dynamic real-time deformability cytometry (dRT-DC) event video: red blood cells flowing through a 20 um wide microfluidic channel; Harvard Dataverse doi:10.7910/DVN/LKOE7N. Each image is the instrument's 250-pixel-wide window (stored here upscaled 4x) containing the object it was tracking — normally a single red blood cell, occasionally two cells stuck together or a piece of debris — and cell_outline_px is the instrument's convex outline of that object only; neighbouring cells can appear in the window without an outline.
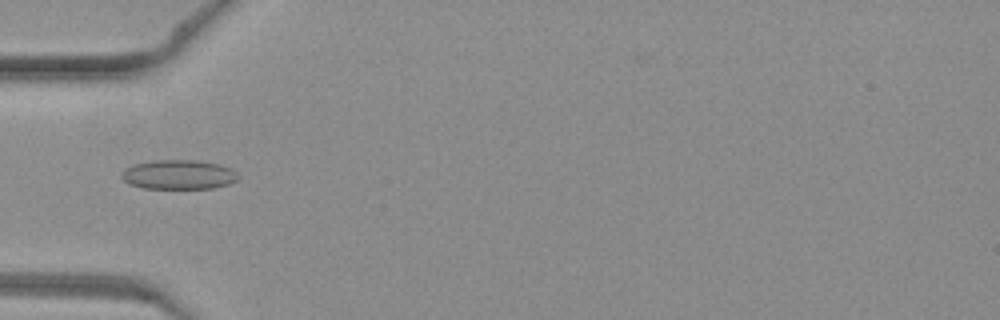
{"species": "common noctule bat (a hibernating species)", "species_latin": "Nyctalus noctula", "temperature_condition": "warm", "stored_images_in_passage": 38, "camera_frame_rate_fps": 3000, "um_per_image_px": 0.085, "animal": {"sex": "female", "body_mass_g": 19.3, "forearm_length_mm": 54.1}, "frame": {"image": 1, "passage_image": 8, "time_ms": 2.333, "image_size_px": [1000, 320], "cell_outline_px": [[240, 176], [236, 180], [228, 184], [212, 188], [144, 188], [132, 184], [124, 180], [120, 176], [120, 172], [124, 168], [132, 164], [152, 160], [196, 160], [220, 164], [232, 168]], "centroid_in_image_um": [15.17, 14.82], "position_along_channel_um": 69.8, "area_um2": 20.11}}
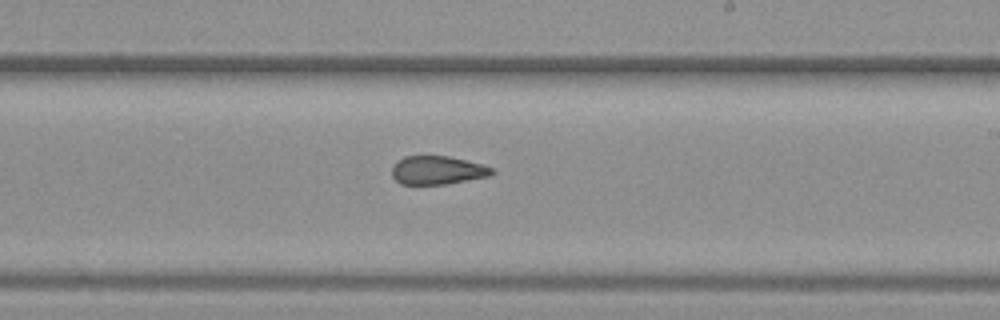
{"frame": {"image": 2, "passage_image": 20, "time_ms": 6.333, "image_size_px": [1000, 320], "cell_outline_px": [[496, 172], [492, 176], [448, 184], [400, 184], [392, 176], [392, 168], [404, 156], [448, 156], [480, 164], [492, 168]], "centroid_in_image_um": [37.22, 14.48], "position_along_channel_um": 251.8, "area_um2": 16.53}}
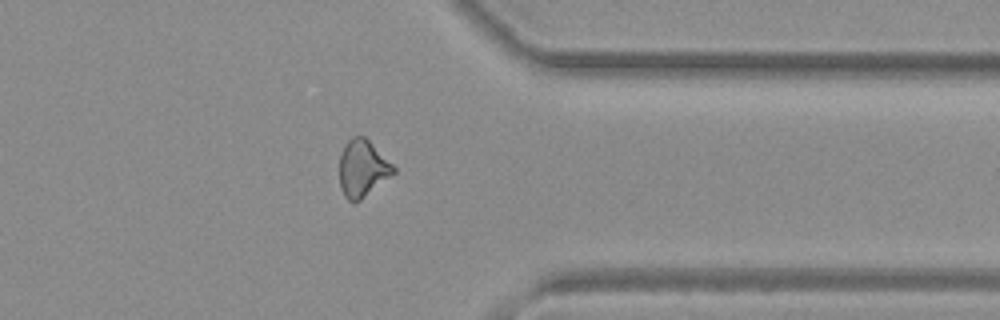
{"frame": {"image": 3, "passage_image": 29, "time_ms": 9.333, "image_size_px": [1000, 320], "cell_outline_px": [[396, 172], [356, 204], [352, 204], [344, 196], [340, 188], [340, 156], [344, 144], [352, 136], [364, 136], [396, 168]], "centroid_in_image_um": [30.8, 14.35], "position_along_channel_um": 380.6, "area_um2": 17.98}}